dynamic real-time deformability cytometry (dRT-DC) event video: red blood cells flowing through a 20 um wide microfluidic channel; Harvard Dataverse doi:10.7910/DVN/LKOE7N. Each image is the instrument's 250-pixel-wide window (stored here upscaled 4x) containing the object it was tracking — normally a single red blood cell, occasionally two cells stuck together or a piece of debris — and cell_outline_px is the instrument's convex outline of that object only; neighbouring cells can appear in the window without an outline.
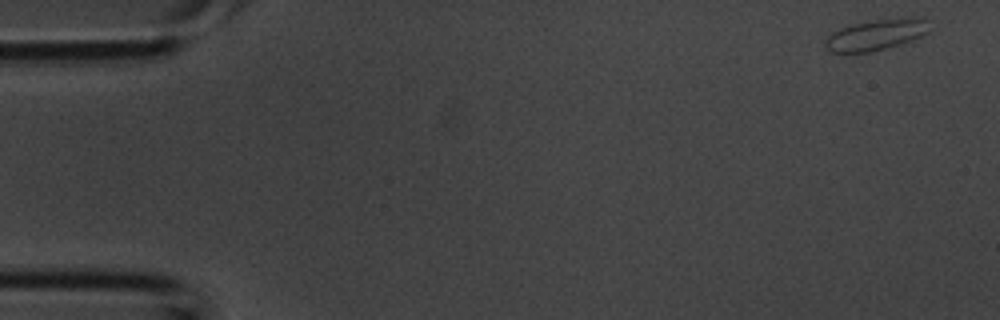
{"species": "common noctule bat (a hibernating species)", "species_latin": "Nyctalus noctula", "temperature_condition": "room temperature", "stored_images_in_passage": 3, "camera_frame_rate_fps": 3000, "um_per_image_px": 0.085, "animal": {"sex": "male", "body_mass_g": 20.1, "forearm_length_mm": 53.5}, "frame": {"image": 1, "passage_image": 1, "time_ms": 0.0, "image_size_px": [1000, 320], "cell_outline_px": [[928, 32], [920, 36], [884, 48], [868, 52], [832, 52], [824, 44], [824, 40], [832, 32], [840, 28], [852, 24], [876, 20], [924, 20]], "centroid_in_image_um": [74.29, 2.99], "position_along_channel_um": 10.7, "area_um2": 17.4}}